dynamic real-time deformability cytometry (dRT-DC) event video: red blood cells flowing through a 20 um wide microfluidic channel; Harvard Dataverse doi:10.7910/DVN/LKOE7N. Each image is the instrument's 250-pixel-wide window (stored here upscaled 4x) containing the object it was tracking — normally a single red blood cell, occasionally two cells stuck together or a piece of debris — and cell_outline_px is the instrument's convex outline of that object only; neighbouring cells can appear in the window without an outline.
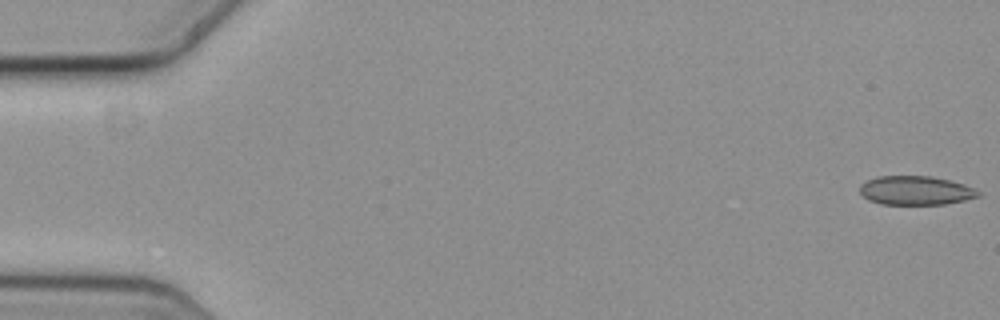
{"species": "common noctule bat (a hibernating species)", "species_latin": "Nyctalus noctula", "temperature_condition": "cold", "stored_images_in_passage": 12, "camera_frame_rate_fps": 3000, "um_per_image_px": 0.085, "animal": {"sex": "female", "body_mass_g": 19.3, "forearm_length_mm": 54.1}, "frame": {"image": 1, "passage_image": 1, "time_ms": 0.0, "image_size_px": [1000, 320], "cell_outline_px": [[980, 196], [964, 200], [944, 204], [880, 204], [868, 200], [860, 192], [860, 184], [868, 180], [880, 176], [932, 176], [964, 184], [980, 192]], "centroid_in_image_um": [77.82, 16.19], "position_along_channel_um": 7.2, "area_um2": 19.83}}